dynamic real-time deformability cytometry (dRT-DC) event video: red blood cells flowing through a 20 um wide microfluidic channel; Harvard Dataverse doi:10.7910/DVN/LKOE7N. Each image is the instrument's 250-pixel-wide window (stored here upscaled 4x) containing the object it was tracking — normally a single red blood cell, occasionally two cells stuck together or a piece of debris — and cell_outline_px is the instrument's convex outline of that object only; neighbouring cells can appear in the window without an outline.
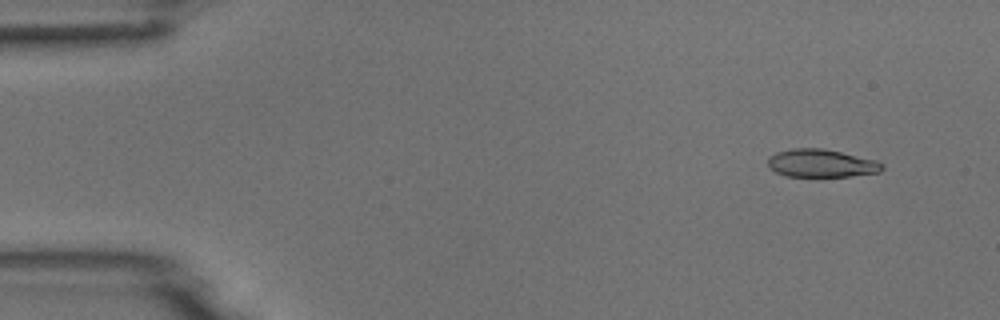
{"species": "common noctule bat (a hibernating species)", "species_latin": "Nyctalus noctula", "temperature_condition": "room temperature", "stored_images_in_passage": 6, "camera_frame_rate_fps": 3000, "um_per_image_px": 0.085, "animal": {"sex": "male", "body_mass_g": 18.8}, "frame": {"image": 1, "passage_image": 2, "time_ms": 1.333, "image_size_px": [1000, 320], "cell_outline_px": [[884, 168], [880, 172], [852, 176], [788, 176], [776, 172], [768, 164], [768, 156], [776, 152], [792, 148], [824, 148], [876, 160], [884, 164]], "centroid_in_image_um": [69.83, 13.87], "position_along_channel_um": 15.2, "area_um2": 18.61}}
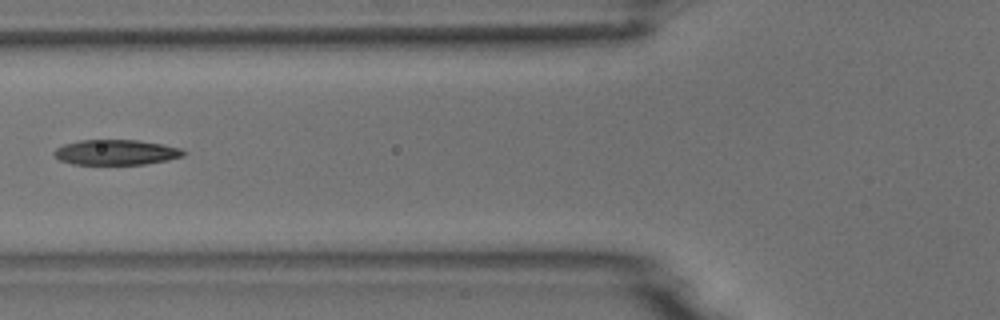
{"frame": {"image": 2, "passage_image": 6, "time_ms": 6.667, "image_size_px": [1000, 320], "cell_outline_px": [[188, 152], [184, 156], [168, 160], [144, 164], [72, 164], [60, 160], [52, 152], [56, 148], [64, 144], [80, 140], [140, 140], [164, 144], [180, 148]], "centroid_in_image_um": [9.9, 12.94], "position_along_channel_um": 115.9, "area_um2": 19.13}}